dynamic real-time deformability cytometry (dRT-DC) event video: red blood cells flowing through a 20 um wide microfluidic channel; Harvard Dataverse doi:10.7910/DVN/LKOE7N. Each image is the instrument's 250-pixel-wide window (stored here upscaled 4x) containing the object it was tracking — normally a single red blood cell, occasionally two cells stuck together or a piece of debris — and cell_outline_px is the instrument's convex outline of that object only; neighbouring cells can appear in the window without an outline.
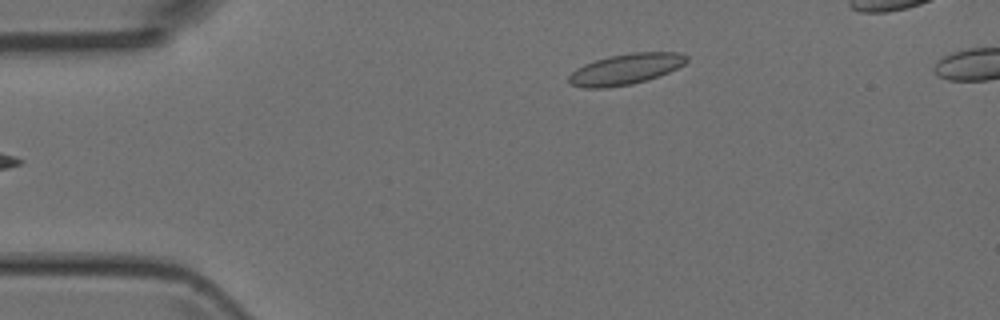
{"species": "Egyptian fruit bat (a non-hibernating species)", "species_latin": "Rousettus aegyptiacus", "temperature_condition": "room temperature", "stored_images_in_passage": 5, "camera_frame_rate_fps": 3000, "um_per_image_px": 0.085, "animal": {"sex": "female"}, "frame": {"image": 1, "passage_image": 5, "time_ms": 4.333, "image_size_px": [1000, 320], "cell_outline_px": [[688, 60], [684, 64], [668, 72], [632, 84], [608, 88], [584, 88], [568, 84], [568, 76], [576, 68], [584, 64], [608, 56], [632, 52], [680, 52], [688, 56]], "centroid_in_image_um": [53.14, 5.87], "position_along_channel_um": 31.9, "area_um2": 21.15}}